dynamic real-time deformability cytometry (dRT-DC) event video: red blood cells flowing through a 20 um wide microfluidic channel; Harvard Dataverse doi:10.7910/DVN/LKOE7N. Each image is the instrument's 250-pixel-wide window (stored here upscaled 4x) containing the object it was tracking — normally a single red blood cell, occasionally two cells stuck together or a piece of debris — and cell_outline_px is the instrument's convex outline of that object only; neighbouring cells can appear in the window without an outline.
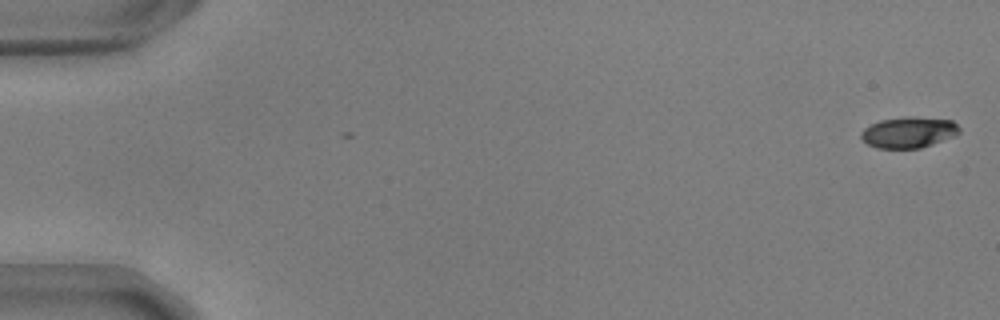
{"species": "common noctule bat (a hibernating species)", "species_latin": "Nyctalus noctula", "temperature_condition": "warm", "stored_images_in_passage": 56, "camera_frame_rate_fps": 3000, "um_per_image_px": 0.085, "animal": {"sex": "male", "body_mass_g": 17.9, "forearm_length_mm": 54.2}, "frame": {"image": 1, "passage_image": 2, "time_ms": 0.333, "image_size_px": [1000, 320], "cell_outline_px": [[960, 132], [956, 136], [920, 148], [876, 148], [868, 144], [860, 136], [860, 132], [864, 128], [880, 120], [908, 116], [952, 120], [960, 128]], "centroid_in_image_um": [77.25, 11.25], "position_along_channel_um": 7.8, "area_um2": 17.74}}
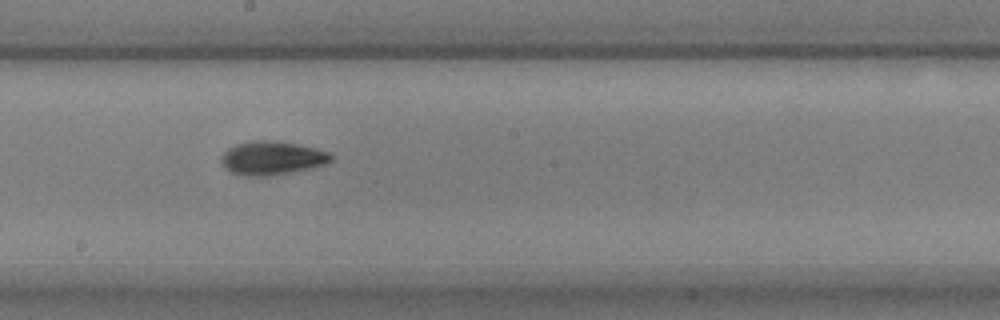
{"frame": {"image": 2, "passage_image": 32, "time_ms": 10.333, "image_size_px": [1000, 320], "cell_outline_px": [[332, 160], [324, 164], [308, 168], [268, 176], [244, 176], [228, 172], [224, 168], [220, 160], [220, 156], [228, 148], [236, 144], [252, 140], [276, 140], [316, 148], [328, 152], [332, 156]], "centroid_in_image_um": [23.04, 13.42], "position_along_channel_um": 225.2, "area_um2": 21.56}}
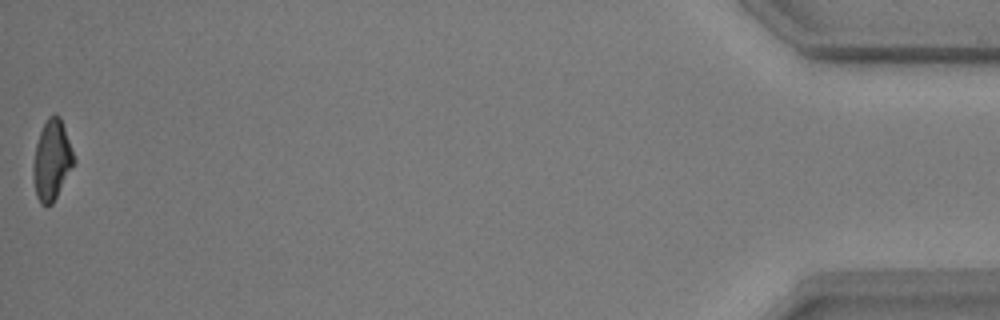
{"frame": {"image": 3, "passage_image": 56, "time_ms": 18.333, "image_size_px": [1000, 320], "cell_outline_px": [[76, 160], [52, 204], [40, 204], [36, 196], [32, 176], [32, 164], [36, 144], [40, 132], [48, 116], [56, 112], [60, 116]], "centroid_in_image_um": [4.39, 13.59], "position_along_channel_um": 430.8, "area_um2": 18.96}, "authors_computed_cell_mechanics": {"area_um2": 19.2763, "velocity_mm_per_s": 3.7081, "shape_relaxation_time_tau1_ms": 3.5699, "shape_relaxation_time_tau2_ms": 3.4573, "deformation_change_tau1": 0.1536, "deformation_change_tau2": 0.1023}}